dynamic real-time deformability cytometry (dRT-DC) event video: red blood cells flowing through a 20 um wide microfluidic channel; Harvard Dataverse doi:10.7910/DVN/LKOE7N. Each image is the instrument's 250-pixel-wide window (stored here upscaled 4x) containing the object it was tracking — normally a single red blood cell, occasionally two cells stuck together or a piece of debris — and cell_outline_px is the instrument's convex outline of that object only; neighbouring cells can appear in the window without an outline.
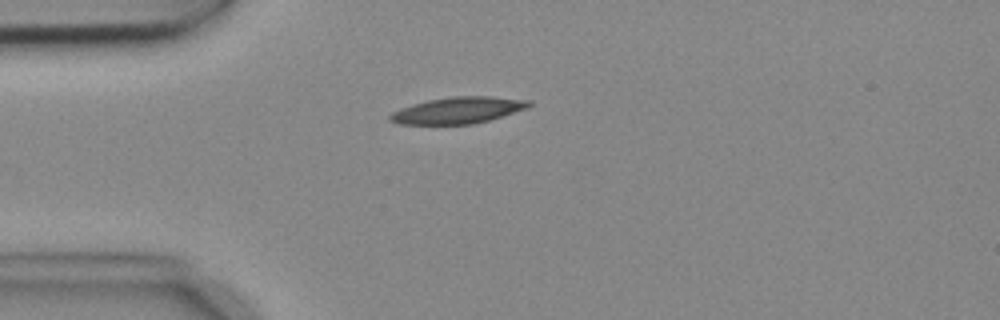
{"species": "common noctule bat (a hibernating species)", "species_latin": "Nyctalus noctula", "temperature_condition": "cold", "stored_images_in_passage": 4, "camera_frame_rate_fps": 3000, "um_per_image_px": 0.085, "animal": {"sex": "female", "body_mass_g": 18.4}, "frame": {"image": 1, "passage_image": 2, "time_ms": 0.333, "image_size_px": [1000, 320], "cell_outline_px": [[532, 104], [528, 108], [488, 120], [472, 124], [400, 124], [388, 120], [388, 116], [392, 112], [400, 108], [412, 104], [428, 100], [452, 96], [488, 96], [532, 100]], "centroid_in_image_um": [38.92, 9.37], "position_along_channel_um": 46.1, "area_um2": 21.44}}